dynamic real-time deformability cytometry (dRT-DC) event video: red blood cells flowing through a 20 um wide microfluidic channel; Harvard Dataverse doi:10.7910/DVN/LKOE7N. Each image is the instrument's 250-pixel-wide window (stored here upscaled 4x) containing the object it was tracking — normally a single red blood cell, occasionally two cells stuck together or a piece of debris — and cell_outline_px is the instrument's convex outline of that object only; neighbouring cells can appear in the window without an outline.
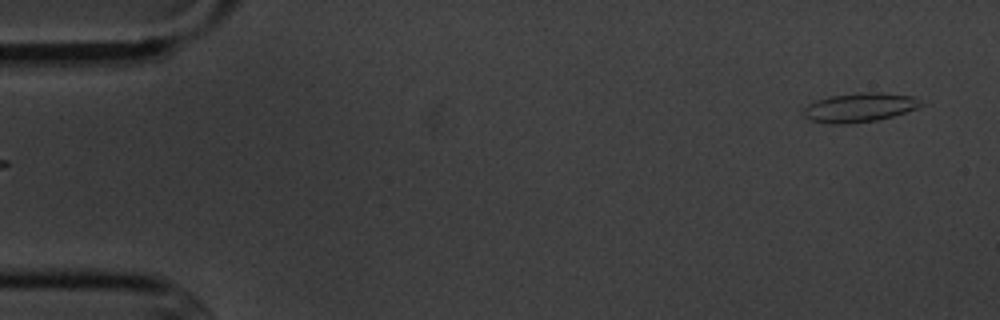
{"species": "common noctule bat (a hibernating species)", "species_latin": "Nyctalus noctula", "temperature_condition": "cold", "stored_images_in_passage": 5, "camera_frame_rate_fps": 3000, "um_per_image_px": 0.085, "animal": {"sex": "male", "body_mass_g": 20.1, "forearm_length_mm": 53.5}, "frame": {"image": 1, "passage_image": 5, "time_ms": 4.667, "image_size_px": [1000, 320], "cell_outline_px": [[924, 104], [916, 108], [892, 116], [876, 120], [844, 124], [828, 124], [808, 120], [804, 116], [804, 108], [808, 104], [816, 100], [828, 96], [860, 92], [880, 92], [916, 96]], "centroid_in_image_um": [73.04, 9.12], "position_along_channel_um": 12.0, "area_um2": 20.06}}